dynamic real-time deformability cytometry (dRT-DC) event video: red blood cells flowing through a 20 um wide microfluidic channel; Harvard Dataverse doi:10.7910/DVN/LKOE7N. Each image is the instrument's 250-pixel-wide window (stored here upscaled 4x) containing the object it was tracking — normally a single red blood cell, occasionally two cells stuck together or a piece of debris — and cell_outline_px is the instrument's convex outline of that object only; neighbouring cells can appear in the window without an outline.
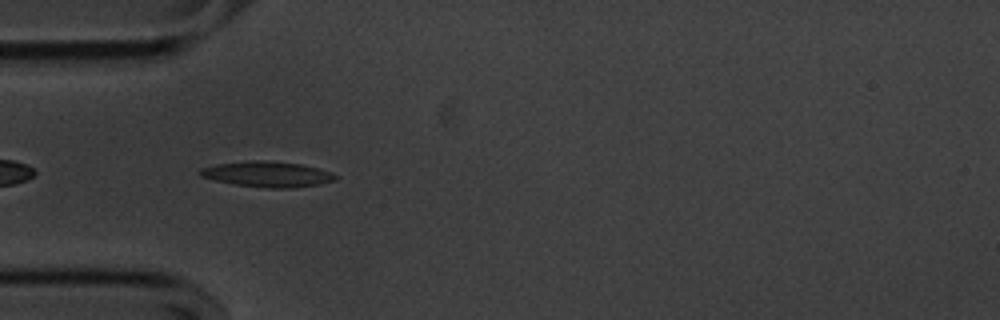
{"species": "common noctule bat (a hibernating species)", "species_latin": "Nyctalus noctula", "temperature_condition": "cold", "stored_images_in_passage": 16, "camera_frame_rate_fps": 3000, "um_per_image_px": 0.085, "animal": {"sex": "male", "body_mass_g": 20.1, "forearm_length_mm": 53.5}, "frame": {"image": 1, "passage_image": 3, "time_ms": 0.667, "image_size_px": [1000, 320], "cell_outline_px": [[336, 180], [320, 184], [288, 188], [268, 188], [236, 184], [216, 180], [200, 176], [200, 168], [216, 164], [252, 160], [268, 160], [300, 164], [316, 168], [328, 172], [336, 176]], "centroid_in_image_um": [22.7, 14.8], "position_along_channel_um": 62.3, "area_um2": 19.83}}
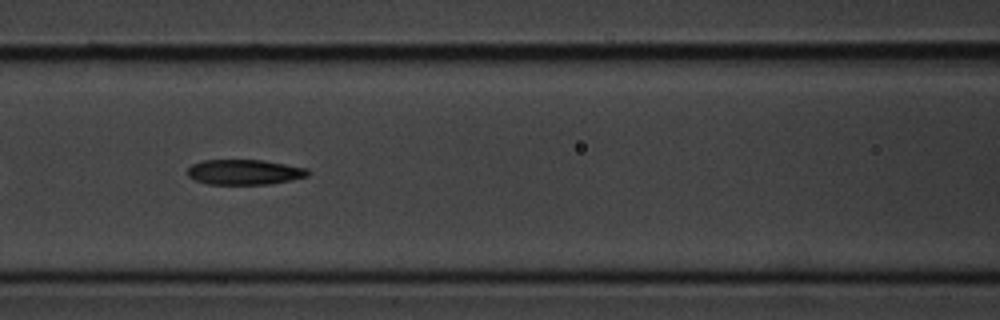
{"frame": {"image": 2, "passage_image": 10, "time_ms": 3.0, "image_size_px": [1000, 320], "cell_outline_px": [[308, 176], [268, 184], [208, 184], [196, 180], [188, 176], [188, 168], [192, 164], [204, 160], [264, 160], [308, 168]], "centroid_in_image_um": [20.77, 14.62], "position_along_channel_um": 145.8, "area_um2": 17.51}}
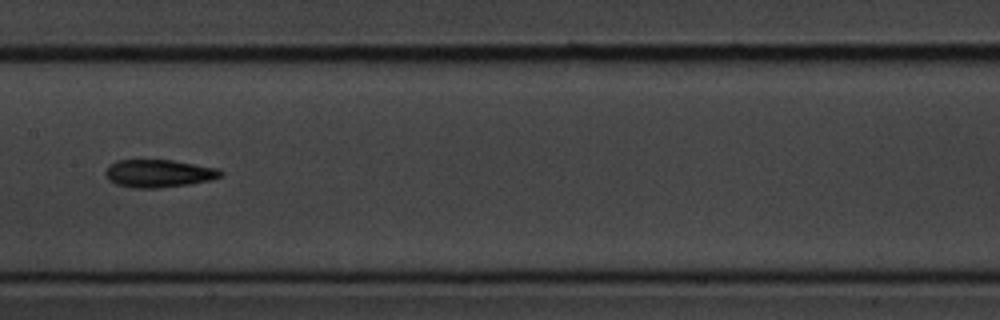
{"frame": {"image": 3, "passage_image": 14, "time_ms": 4.333, "image_size_px": [1000, 320], "cell_outline_px": [[224, 172], [220, 176], [208, 180], [188, 184], [160, 188], [132, 188], [116, 184], [108, 180], [104, 172], [116, 160], [172, 160], [220, 168]], "centroid_in_image_um": [13.49, 14.74], "position_along_channel_um": 193.9, "area_um2": 18.61}}